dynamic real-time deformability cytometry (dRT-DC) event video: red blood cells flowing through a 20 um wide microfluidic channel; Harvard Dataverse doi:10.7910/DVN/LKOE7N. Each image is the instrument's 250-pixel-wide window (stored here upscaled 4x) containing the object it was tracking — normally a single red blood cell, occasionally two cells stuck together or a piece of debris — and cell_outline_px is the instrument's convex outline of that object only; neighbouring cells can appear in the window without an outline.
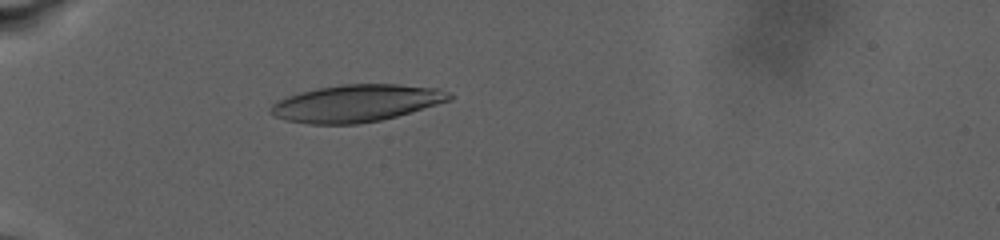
{"species": "human", "species_latin": "Homo sapiens", "temperature_condition": "warm", "stored_images_in_passage": 12, "camera_frame_rate_fps": 3000, "um_per_image_px": 0.085, "donor": {"sex": "male"}, "frame": {"image": 1, "passage_image": 8, "time_ms": 1.333, "image_size_px": [1000, 240], "cell_outline_px": [[452, 100], [396, 116], [380, 120], [356, 124], [308, 124], [284, 120], [268, 112], [272, 104], [276, 100], [300, 92], [316, 88], [344, 84], [396, 84], [440, 88], [452, 92]], "centroid_in_image_um": [30.29, 8.77], "position_along_channel_um": 54.7, "area_um2": 38.84}}